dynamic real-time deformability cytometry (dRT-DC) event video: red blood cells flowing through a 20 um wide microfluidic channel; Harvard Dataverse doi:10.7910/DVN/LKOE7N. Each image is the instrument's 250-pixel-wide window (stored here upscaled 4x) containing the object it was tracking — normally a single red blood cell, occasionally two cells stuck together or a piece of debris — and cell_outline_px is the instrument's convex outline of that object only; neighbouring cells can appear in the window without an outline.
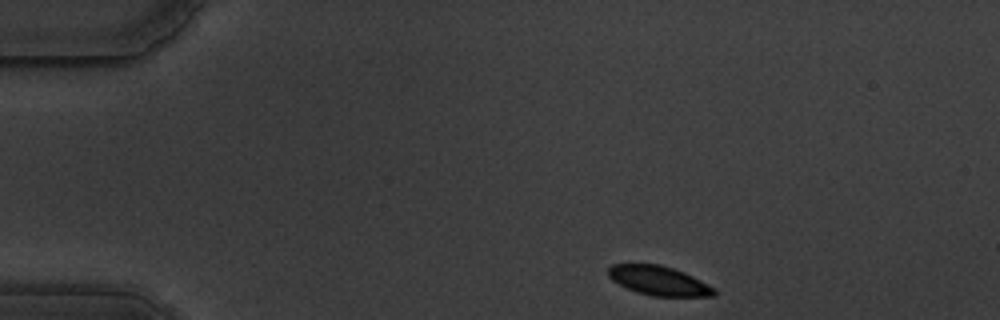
{"species": "common noctule bat (a hibernating species)", "species_latin": "Nyctalus noctula", "temperature_condition": "warm", "stored_images_in_passage": 49, "camera_frame_rate_fps": 3000, "um_per_image_px": 0.085, "animal": {"sex": "male", "body_mass_g": 19.5, "forearm_length_mm": 54.6}, "frame": {"image": 1, "passage_image": 1, "time_ms": 0.0, "image_size_px": [1000, 320], "cell_outline_px": [[716, 296], [652, 296], [636, 292], [612, 280], [608, 276], [608, 268], [612, 264], [660, 264], [684, 272], [716, 288]], "centroid_in_image_um": [56.01, 23.86], "position_along_channel_um": 29.0, "area_um2": 18.03}}
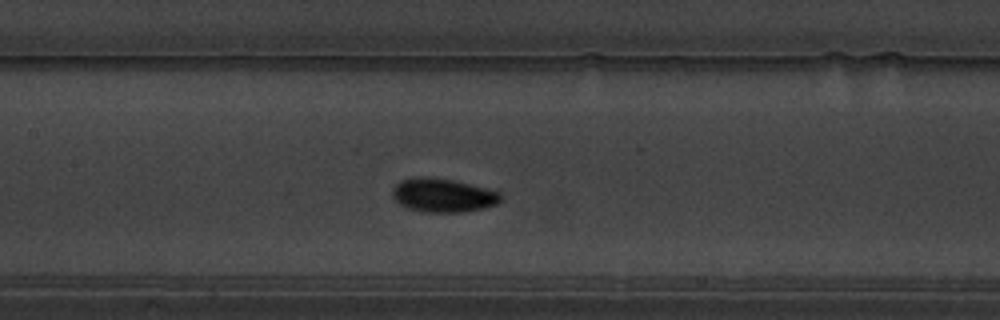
{"frame": {"image": 2, "passage_image": 19, "time_ms": 6.0, "image_size_px": [1000, 320], "cell_outline_px": [[504, 196], [496, 204], [484, 208], [464, 212], [424, 212], [408, 208], [400, 204], [392, 196], [392, 188], [400, 180], [412, 176], [428, 176], [452, 180], [500, 192]], "centroid_in_image_um": [37.62, 16.59], "position_along_channel_um": 169.8, "area_um2": 21.39}}
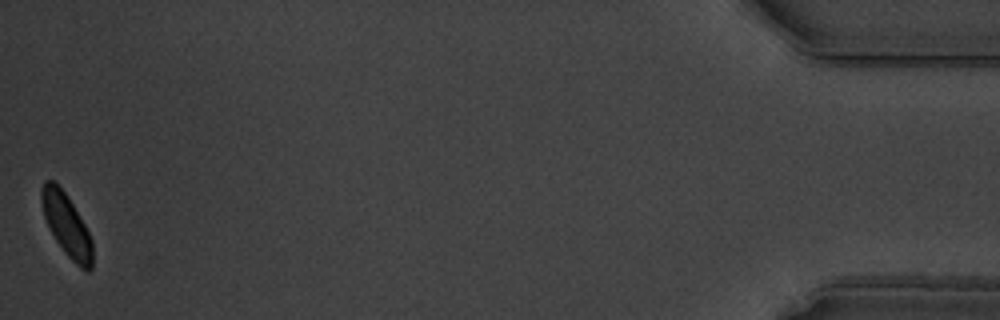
{"frame": {"image": 3, "passage_image": 49, "time_ms": 16.0, "image_size_px": [1000, 320], "cell_outline_px": [[92, 268], [88, 272], [84, 272], [64, 252], [56, 240], [44, 216], [40, 200], [40, 188], [44, 180], [52, 180], [68, 196], [84, 224], [92, 240]], "centroid_in_image_um": [5.65, 19.13], "position_along_channel_um": 429.5, "area_um2": 18.38}, "authors_computed_cell_mechanics": {"area_um2": 19.5942, "velocity_mm_per_s": 3.4741, "shape_relaxation_time_tau1_ms": 2.8008, "shape_relaxation_time_tau2_ms": null, "deformation_change_tau1": 0.1106, "deformation_change_tau2": null}}